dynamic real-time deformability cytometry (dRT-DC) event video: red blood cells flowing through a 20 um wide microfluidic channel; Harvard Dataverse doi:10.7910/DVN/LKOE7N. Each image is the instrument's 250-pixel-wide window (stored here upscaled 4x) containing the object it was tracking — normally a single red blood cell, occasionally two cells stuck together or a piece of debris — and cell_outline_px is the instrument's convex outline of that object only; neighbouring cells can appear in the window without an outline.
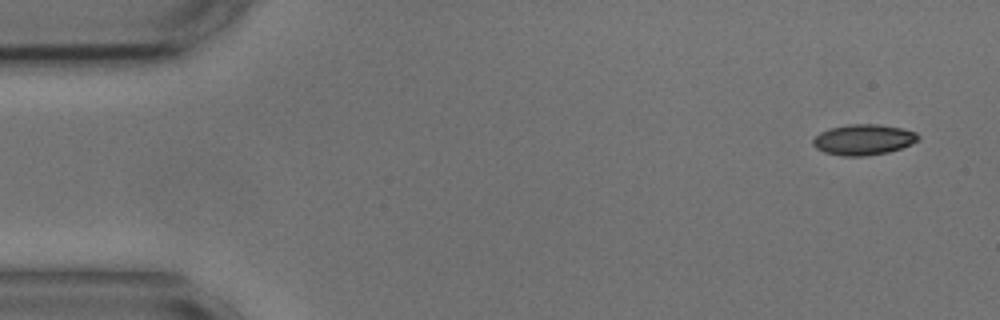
{"species": "common noctule bat (a hibernating species)", "species_latin": "Nyctalus noctula", "temperature_condition": "cold", "stored_images_in_passage": 29, "camera_frame_rate_fps": 3000, "um_per_image_px": 0.085, "animal": {"sex": "male", "body_mass_g": 17.9, "forearm_length_mm": 54.2}, "frame": {"image": 1, "passage_image": 1, "time_ms": 0.0, "image_size_px": [1000, 320], "cell_outline_px": [[920, 136], [912, 144], [888, 152], [864, 156], [844, 156], [824, 152], [816, 148], [812, 144], [812, 140], [820, 132], [828, 128], [848, 124], [876, 124], [900, 128], [916, 132]], "centroid_in_image_um": [73.36, 11.87], "position_along_channel_um": 11.6, "area_um2": 18.73}}
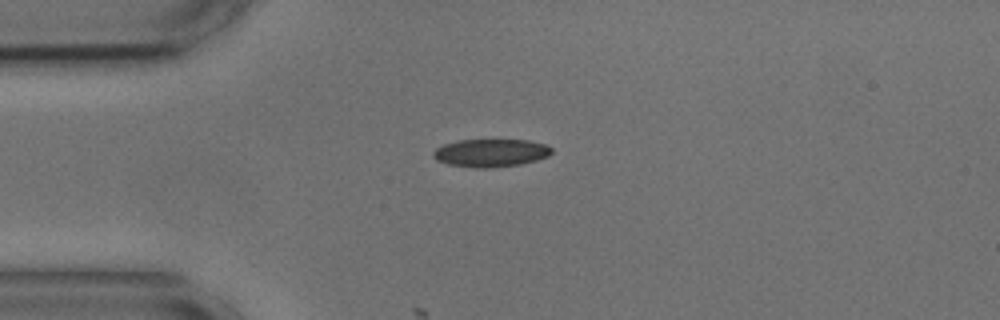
{"frame": {"image": 2, "passage_image": 11, "time_ms": 3.333, "image_size_px": [1000, 320], "cell_outline_px": [[552, 152], [548, 156], [536, 160], [520, 164], [492, 168], [476, 168], [448, 164], [436, 160], [432, 156], [432, 152], [436, 148], [444, 144], [460, 140], [528, 140], [544, 144], [552, 148]], "centroid_in_image_um": [41.69, 13.0], "position_along_channel_um": 43.3, "area_um2": 19.25}}